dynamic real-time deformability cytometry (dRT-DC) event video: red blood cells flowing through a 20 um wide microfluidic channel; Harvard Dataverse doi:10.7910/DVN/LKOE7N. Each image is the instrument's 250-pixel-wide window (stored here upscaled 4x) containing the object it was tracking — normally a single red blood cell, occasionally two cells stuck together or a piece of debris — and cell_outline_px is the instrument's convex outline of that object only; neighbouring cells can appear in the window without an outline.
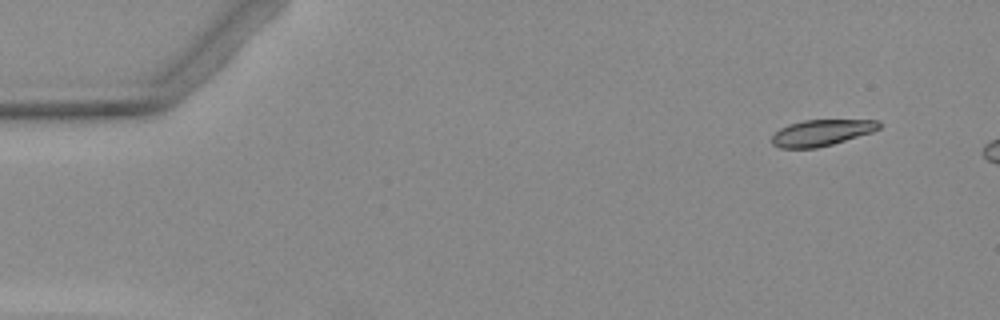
{"species": "Egyptian fruit bat (a non-hibernating species)", "species_latin": "Rousettus aegyptiacus", "temperature_condition": "warm", "stored_images_in_passage": 5, "camera_frame_rate_fps": 3000, "um_per_image_px": 0.085, "animal": {"sex": "female"}, "frame": {"image": 1, "passage_image": 1, "time_ms": 0.0, "image_size_px": [1000, 320], "cell_outline_px": [[880, 128], [872, 132], [832, 144], [816, 148], [780, 148], [772, 144], [772, 136], [780, 128], [788, 124], [804, 120], [880, 120]], "centroid_in_image_um": [69.81, 11.28], "position_along_channel_um": 15.2, "area_um2": 16.3}}